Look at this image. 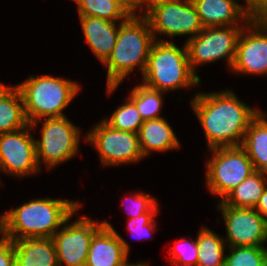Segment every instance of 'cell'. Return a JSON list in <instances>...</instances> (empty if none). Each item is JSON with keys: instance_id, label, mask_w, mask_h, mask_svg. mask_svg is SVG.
Listing matches in <instances>:
<instances>
[{"instance_id": "28", "label": "cell", "mask_w": 267, "mask_h": 266, "mask_svg": "<svg viewBox=\"0 0 267 266\" xmlns=\"http://www.w3.org/2000/svg\"><path fill=\"white\" fill-rule=\"evenodd\" d=\"M171 255V265L176 266H197L198 245L196 239L190 241L180 238L169 252Z\"/></svg>"}, {"instance_id": "12", "label": "cell", "mask_w": 267, "mask_h": 266, "mask_svg": "<svg viewBox=\"0 0 267 266\" xmlns=\"http://www.w3.org/2000/svg\"><path fill=\"white\" fill-rule=\"evenodd\" d=\"M31 125L15 132L0 134V170L18 178L37 174L35 138L30 133Z\"/></svg>"}, {"instance_id": "4", "label": "cell", "mask_w": 267, "mask_h": 266, "mask_svg": "<svg viewBox=\"0 0 267 266\" xmlns=\"http://www.w3.org/2000/svg\"><path fill=\"white\" fill-rule=\"evenodd\" d=\"M142 76V84L164 93L180 88L191 89L201 81L191 69L186 44L179 48L173 40L158 38L152 43Z\"/></svg>"}, {"instance_id": "5", "label": "cell", "mask_w": 267, "mask_h": 266, "mask_svg": "<svg viewBox=\"0 0 267 266\" xmlns=\"http://www.w3.org/2000/svg\"><path fill=\"white\" fill-rule=\"evenodd\" d=\"M16 86L23 98L25 117L32 128L44 118L64 117L63 110L80 89L77 82L44 74L37 78L30 76Z\"/></svg>"}, {"instance_id": "20", "label": "cell", "mask_w": 267, "mask_h": 266, "mask_svg": "<svg viewBox=\"0 0 267 266\" xmlns=\"http://www.w3.org/2000/svg\"><path fill=\"white\" fill-rule=\"evenodd\" d=\"M28 124L20 90L0 82V134L18 131Z\"/></svg>"}, {"instance_id": "23", "label": "cell", "mask_w": 267, "mask_h": 266, "mask_svg": "<svg viewBox=\"0 0 267 266\" xmlns=\"http://www.w3.org/2000/svg\"><path fill=\"white\" fill-rule=\"evenodd\" d=\"M198 245L197 266H224L225 239L207 227H202L196 237Z\"/></svg>"}, {"instance_id": "35", "label": "cell", "mask_w": 267, "mask_h": 266, "mask_svg": "<svg viewBox=\"0 0 267 266\" xmlns=\"http://www.w3.org/2000/svg\"><path fill=\"white\" fill-rule=\"evenodd\" d=\"M120 4L130 15H137V0H114ZM137 12V13H136Z\"/></svg>"}, {"instance_id": "36", "label": "cell", "mask_w": 267, "mask_h": 266, "mask_svg": "<svg viewBox=\"0 0 267 266\" xmlns=\"http://www.w3.org/2000/svg\"><path fill=\"white\" fill-rule=\"evenodd\" d=\"M148 262L147 263H142V262H138L137 264L131 263L128 264L127 266H148Z\"/></svg>"}, {"instance_id": "7", "label": "cell", "mask_w": 267, "mask_h": 266, "mask_svg": "<svg viewBox=\"0 0 267 266\" xmlns=\"http://www.w3.org/2000/svg\"><path fill=\"white\" fill-rule=\"evenodd\" d=\"M244 26L206 27L195 37L185 42L191 69L195 74L198 65L225 58L231 69L239 35ZM196 67V68H195Z\"/></svg>"}, {"instance_id": "33", "label": "cell", "mask_w": 267, "mask_h": 266, "mask_svg": "<svg viewBox=\"0 0 267 266\" xmlns=\"http://www.w3.org/2000/svg\"><path fill=\"white\" fill-rule=\"evenodd\" d=\"M166 1H169V0H137V9L141 10V12L145 10V12L141 14V16H145L155 6H158L159 4H162Z\"/></svg>"}, {"instance_id": "2", "label": "cell", "mask_w": 267, "mask_h": 266, "mask_svg": "<svg viewBox=\"0 0 267 266\" xmlns=\"http://www.w3.org/2000/svg\"><path fill=\"white\" fill-rule=\"evenodd\" d=\"M67 199L39 198L6 211L0 217V235L15 241L23 238H52L82 207Z\"/></svg>"}, {"instance_id": "11", "label": "cell", "mask_w": 267, "mask_h": 266, "mask_svg": "<svg viewBox=\"0 0 267 266\" xmlns=\"http://www.w3.org/2000/svg\"><path fill=\"white\" fill-rule=\"evenodd\" d=\"M71 218L52 237L58 263L59 266H85L91 240L104 222L84 216L69 224Z\"/></svg>"}, {"instance_id": "15", "label": "cell", "mask_w": 267, "mask_h": 266, "mask_svg": "<svg viewBox=\"0 0 267 266\" xmlns=\"http://www.w3.org/2000/svg\"><path fill=\"white\" fill-rule=\"evenodd\" d=\"M94 234L85 266H127L129 244L108 221Z\"/></svg>"}, {"instance_id": "27", "label": "cell", "mask_w": 267, "mask_h": 266, "mask_svg": "<svg viewBox=\"0 0 267 266\" xmlns=\"http://www.w3.org/2000/svg\"><path fill=\"white\" fill-rule=\"evenodd\" d=\"M224 266H267V248L257 246L229 247Z\"/></svg>"}, {"instance_id": "21", "label": "cell", "mask_w": 267, "mask_h": 266, "mask_svg": "<svg viewBox=\"0 0 267 266\" xmlns=\"http://www.w3.org/2000/svg\"><path fill=\"white\" fill-rule=\"evenodd\" d=\"M241 147L255 171L267 172V113L260 111L250 122Z\"/></svg>"}, {"instance_id": "8", "label": "cell", "mask_w": 267, "mask_h": 266, "mask_svg": "<svg viewBox=\"0 0 267 266\" xmlns=\"http://www.w3.org/2000/svg\"><path fill=\"white\" fill-rule=\"evenodd\" d=\"M42 123L41 139L35 140L39 167L42 160L50 169L77 155L81 137L79 127L75 126L66 116L44 118Z\"/></svg>"}, {"instance_id": "22", "label": "cell", "mask_w": 267, "mask_h": 266, "mask_svg": "<svg viewBox=\"0 0 267 266\" xmlns=\"http://www.w3.org/2000/svg\"><path fill=\"white\" fill-rule=\"evenodd\" d=\"M266 184L267 172L255 171L233 189L222 202L228 206L255 209Z\"/></svg>"}, {"instance_id": "13", "label": "cell", "mask_w": 267, "mask_h": 266, "mask_svg": "<svg viewBox=\"0 0 267 266\" xmlns=\"http://www.w3.org/2000/svg\"><path fill=\"white\" fill-rule=\"evenodd\" d=\"M225 226L228 247L257 246L264 247L267 242V221L253 208H239L219 202Z\"/></svg>"}, {"instance_id": "30", "label": "cell", "mask_w": 267, "mask_h": 266, "mask_svg": "<svg viewBox=\"0 0 267 266\" xmlns=\"http://www.w3.org/2000/svg\"><path fill=\"white\" fill-rule=\"evenodd\" d=\"M128 199L132 202L130 203L131 206H129L128 218H136L137 216L147 213L157 203L154 197L141 192L136 193L134 196H129Z\"/></svg>"}, {"instance_id": "31", "label": "cell", "mask_w": 267, "mask_h": 266, "mask_svg": "<svg viewBox=\"0 0 267 266\" xmlns=\"http://www.w3.org/2000/svg\"><path fill=\"white\" fill-rule=\"evenodd\" d=\"M0 266H15L13 241L3 236L0 238Z\"/></svg>"}, {"instance_id": "25", "label": "cell", "mask_w": 267, "mask_h": 266, "mask_svg": "<svg viewBox=\"0 0 267 266\" xmlns=\"http://www.w3.org/2000/svg\"><path fill=\"white\" fill-rule=\"evenodd\" d=\"M162 93L158 90L150 89L144 84H139L132 89L128 97L136 104L142 118L150 120L161 118Z\"/></svg>"}, {"instance_id": "32", "label": "cell", "mask_w": 267, "mask_h": 266, "mask_svg": "<svg viewBox=\"0 0 267 266\" xmlns=\"http://www.w3.org/2000/svg\"><path fill=\"white\" fill-rule=\"evenodd\" d=\"M250 20L267 24V0H249Z\"/></svg>"}, {"instance_id": "10", "label": "cell", "mask_w": 267, "mask_h": 266, "mask_svg": "<svg viewBox=\"0 0 267 266\" xmlns=\"http://www.w3.org/2000/svg\"><path fill=\"white\" fill-rule=\"evenodd\" d=\"M145 17L148 19L154 40L158 33L172 37L189 35L197 36L203 25L197 9L191 0H169L150 10Z\"/></svg>"}, {"instance_id": "24", "label": "cell", "mask_w": 267, "mask_h": 266, "mask_svg": "<svg viewBox=\"0 0 267 266\" xmlns=\"http://www.w3.org/2000/svg\"><path fill=\"white\" fill-rule=\"evenodd\" d=\"M79 16H93L108 21L124 22L130 14L114 0H74Z\"/></svg>"}, {"instance_id": "19", "label": "cell", "mask_w": 267, "mask_h": 266, "mask_svg": "<svg viewBox=\"0 0 267 266\" xmlns=\"http://www.w3.org/2000/svg\"><path fill=\"white\" fill-rule=\"evenodd\" d=\"M138 139L144 157L152 151L167 152L180 147L177 136L164 117L144 120L138 132Z\"/></svg>"}, {"instance_id": "14", "label": "cell", "mask_w": 267, "mask_h": 266, "mask_svg": "<svg viewBox=\"0 0 267 266\" xmlns=\"http://www.w3.org/2000/svg\"><path fill=\"white\" fill-rule=\"evenodd\" d=\"M243 25L230 71L255 76L267 75V24L249 20Z\"/></svg>"}, {"instance_id": "1", "label": "cell", "mask_w": 267, "mask_h": 266, "mask_svg": "<svg viewBox=\"0 0 267 266\" xmlns=\"http://www.w3.org/2000/svg\"><path fill=\"white\" fill-rule=\"evenodd\" d=\"M190 102L204 130L208 149L241 146L250 122L259 114L231 90L196 93Z\"/></svg>"}, {"instance_id": "18", "label": "cell", "mask_w": 267, "mask_h": 266, "mask_svg": "<svg viewBox=\"0 0 267 266\" xmlns=\"http://www.w3.org/2000/svg\"><path fill=\"white\" fill-rule=\"evenodd\" d=\"M13 245L15 266H59L52 238H23Z\"/></svg>"}, {"instance_id": "17", "label": "cell", "mask_w": 267, "mask_h": 266, "mask_svg": "<svg viewBox=\"0 0 267 266\" xmlns=\"http://www.w3.org/2000/svg\"><path fill=\"white\" fill-rule=\"evenodd\" d=\"M85 40L95 56L103 63L116 44L119 31L115 21L93 16H79Z\"/></svg>"}, {"instance_id": "16", "label": "cell", "mask_w": 267, "mask_h": 266, "mask_svg": "<svg viewBox=\"0 0 267 266\" xmlns=\"http://www.w3.org/2000/svg\"><path fill=\"white\" fill-rule=\"evenodd\" d=\"M204 28L233 26L250 20L249 4L242 6L235 0H192ZM241 19V21L239 20Z\"/></svg>"}, {"instance_id": "3", "label": "cell", "mask_w": 267, "mask_h": 266, "mask_svg": "<svg viewBox=\"0 0 267 266\" xmlns=\"http://www.w3.org/2000/svg\"><path fill=\"white\" fill-rule=\"evenodd\" d=\"M116 44L108 59L103 63L107 67V93L114 92L127 75L138 66L144 73L150 48L155 41L148 19L145 16L130 15L118 24Z\"/></svg>"}, {"instance_id": "26", "label": "cell", "mask_w": 267, "mask_h": 266, "mask_svg": "<svg viewBox=\"0 0 267 266\" xmlns=\"http://www.w3.org/2000/svg\"><path fill=\"white\" fill-rule=\"evenodd\" d=\"M118 106L112 113L110 119L106 117L103 120L112 128L138 134L140 127L144 123V119L139 113L136 104L128 97L126 103Z\"/></svg>"}, {"instance_id": "37", "label": "cell", "mask_w": 267, "mask_h": 266, "mask_svg": "<svg viewBox=\"0 0 267 266\" xmlns=\"http://www.w3.org/2000/svg\"><path fill=\"white\" fill-rule=\"evenodd\" d=\"M191 1H192V0H191ZM245 3H246V4H249V0H245Z\"/></svg>"}, {"instance_id": "6", "label": "cell", "mask_w": 267, "mask_h": 266, "mask_svg": "<svg viewBox=\"0 0 267 266\" xmlns=\"http://www.w3.org/2000/svg\"><path fill=\"white\" fill-rule=\"evenodd\" d=\"M209 151L212 157L206 164V184L213 195H218L220 202L255 169L241 146L219 147Z\"/></svg>"}, {"instance_id": "34", "label": "cell", "mask_w": 267, "mask_h": 266, "mask_svg": "<svg viewBox=\"0 0 267 266\" xmlns=\"http://www.w3.org/2000/svg\"><path fill=\"white\" fill-rule=\"evenodd\" d=\"M255 209L262 215V217L267 221V186L260 196L259 201Z\"/></svg>"}, {"instance_id": "9", "label": "cell", "mask_w": 267, "mask_h": 266, "mask_svg": "<svg viewBox=\"0 0 267 266\" xmlns=\"http://www.w3.org/2000/svg\"><path fill=\"white\" fill-rule=\"evenodd\" d=\"M94 127L87 132L85 139L96 148L103 166L134 163L144 159L138 134L112 128L103 119Z\"/></svg>"}, {"instance_id": "29", "label": "cell", "mask_w": 267, "mask_h": 266, "mask_svg": "<svg viewBox=\"0 0 267 266\" xmlns=\"http://www.w3.org/2000/svg\"><path fill=\"white\" fill-rule=\"evenodd\" d=\"M158 212V204L156 203L147 213L136 218H129L127 224L129 233L133 236H138L140 240L144 239V237H149L156 227L154 218Z\"/></svg>"}]
</instances>
